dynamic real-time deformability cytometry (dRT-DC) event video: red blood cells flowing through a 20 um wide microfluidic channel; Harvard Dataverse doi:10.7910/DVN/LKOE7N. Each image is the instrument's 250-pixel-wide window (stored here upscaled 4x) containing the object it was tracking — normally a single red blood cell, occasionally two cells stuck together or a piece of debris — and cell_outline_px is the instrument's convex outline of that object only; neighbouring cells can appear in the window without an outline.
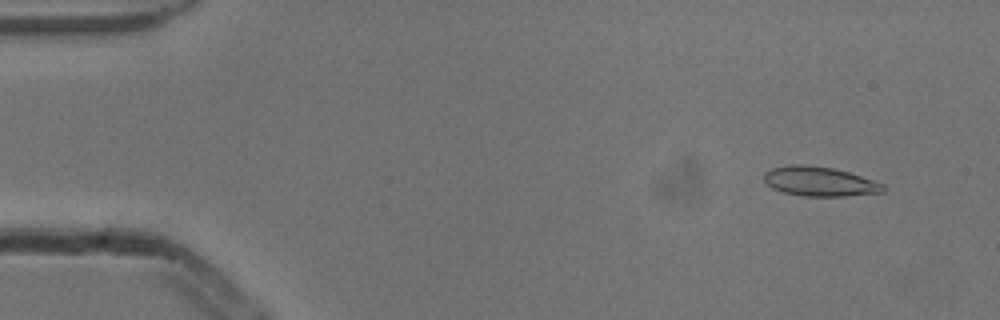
{"species": "common noctule bat (a hibernating species)", "species_latin": "Nyctalus noctula", "temperature_condition": "cold", "stored_images_in_passage": 4, "camera_frame_rate_fps": 3000, "um_per_image_px": 0.085, "animal": {"sex": "male", "body_mass_g": 13.3}, "frame": {"image": 1, "passage_image": 2, "time_ms": 0.333, "image_size_px": [1000, 320], "cell_outline_px": [[884, 192], [844, 196], [800, 196], [784, 192], [772, 188], [764, 180], [764, 172], [772, 168], [792, 164], [804, 164], [832, 168], [848, 172], [884, 184]], "centroid_in_image_um": [69.64, 15.42], "position_along_channel_um": 15.4, "area_um2": 20.35}}
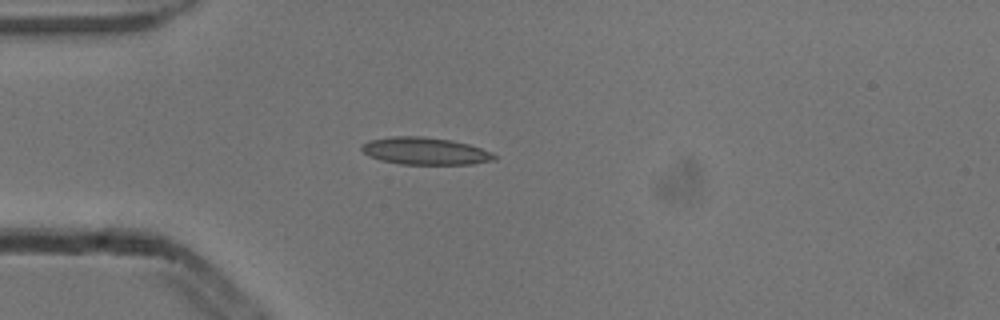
{"frame": {"image": 2, "passage_image": 4, "time_ms": 1.0, "image_size_px": [1000, 320], "cell_outline_px": [[496, 160], [472, 164], [400, 164], [380, 160], [368, 156], [360, 148], [368, 140], [392, 136], [424, 136], [452, 140], [468, 144], [492, 152], [496, 156]], "centroid_in_image_um": [36.13, 12.84], "position_along_channel_um": 48.9, "area_um2": 21.15}}